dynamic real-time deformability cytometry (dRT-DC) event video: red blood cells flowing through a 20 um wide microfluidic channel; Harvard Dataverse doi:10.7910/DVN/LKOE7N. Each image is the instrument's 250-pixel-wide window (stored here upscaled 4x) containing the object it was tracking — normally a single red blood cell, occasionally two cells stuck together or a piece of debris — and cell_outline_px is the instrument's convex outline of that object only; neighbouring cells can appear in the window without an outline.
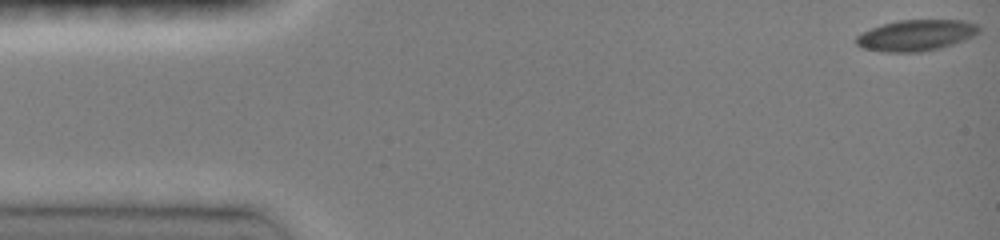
{"species": "common noctule bat (a hibernating species)", "species_latin": "Nyctalus noctula", "temperature_condition": "room temperature", "stored_images_in_passage": 45, "camera_frame_rate_fps": 3000, "um_per_image_px": 0.085, "animal": {"sex": "female", "body_mass_g": 19.0, "forearm_length_mm": 51.5}, "frame": {"image": 1, "passage_image": 1, "time_ms": 0.0, "image_size_px": [1000, 240], "cell_outline_px": [[980, 32], [964, 40], [940, 48], [920, 52], [880, 52], [864, 48], [856, 44], [856, 36], [872, 28], [884, 24], [900, 20], [964, 20], [976, 24], [980, 28]], "centroid_in_image_um": [77.88, 3.0], "position_along_channel_um": 7.1, "area_um2": 22.08}}
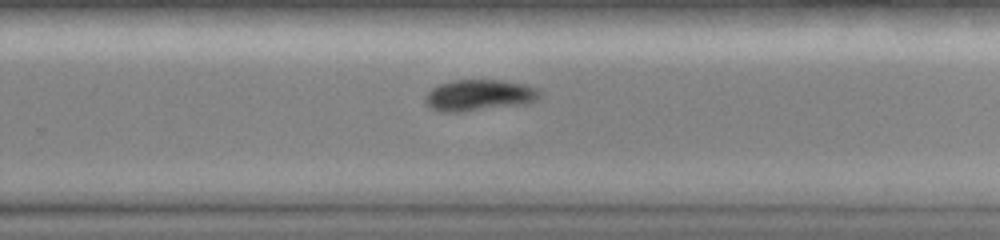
{"frame": {"image": 2, "passage_image": 31, "time_ms": 10.0, "image_size_px": [1000, 240], "cell_outline_px": [[544, 96], [528, 104], [460, 112], [440, 112], [432, 108], [424, 100], [424, 96], [432, 88], [440, 84], [452, 80], [504, 80], [524, 84], [540, 88]], "centroid_in_image_um": [40.8, 8.09], "position_along_channel_um": 289.0, "area_um2": 21.27}}
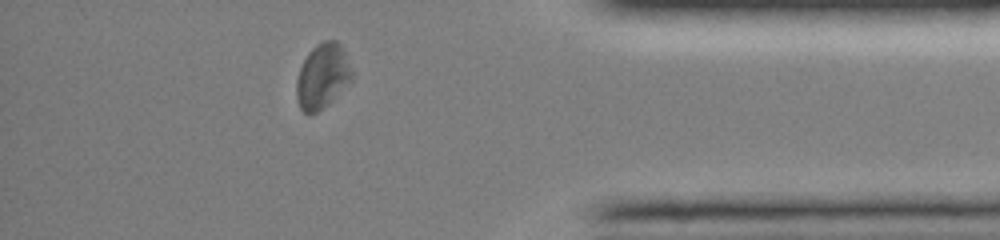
{"frame": {"image": 3, "passage_image": 41, "time_ms": 13.333, "image_size_px": [1000, 240], "cell_outline_px": [[352, 80], [328, 104], [316, 112], [308, 116], [300, 108], [296, 96], [296, 80], [300, 68], [308, 52], [316, 44], [324, 40], [336, 40], [344, 48], [352, 72]], "centroid_in_image_um": [27.4, 6.46], "position_along_channel_um": 407.8, "area_um2": 21.04}, "authors_computed_cell_mechanics": {"area_um2": 22.4264, "velocity_mm_per_s": 4.0421, "shape_relaxation_time_tau1_ms": 1.7961, "shape_relaxation_time_tau2_ms": null, "deformation_change_tau1": 0.08, "deformation_change_tau2": null}}